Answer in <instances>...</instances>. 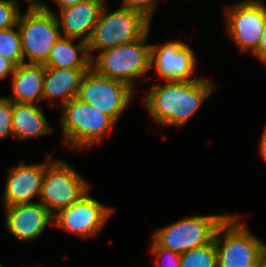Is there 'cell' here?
<instances>
[{
	"instance_id": "6da1fadb",
	"label": "cell",
	"mask_w": 266,
	"mask_h": 267,
	"mask_svg": "<svg viewBox=\"0 0 266 267\" xmlns=\"http://www.w3.org/2000/svg\"><path fill=\"white\" fill-rule=\"evenodd\" d=\"M214 84L204 78L167 81L154 86L144 98L154 121L163 126H183L211 94Z\"/></svg>"
},
{
	"instance_id": "7a4b0ae2",
	"label": "cell",
	"mask_w": 266,
	"mask_h": 267,
	"mask_svg": "<svg viewBox=\"0 0 266 267\" xmlns=\"http://www.w3.org/2000/svg\"><path fill=\"white\" fill-rule=\"evenodd\" d=\"M148 33L133 42L102 50L92 59L91 67L98 74L123 81L134 89V80L151 68V44H146Z\"/></svg>"
},
{
	"instance_id": "3957f363",
	"label": "cell",
	"mask_w": 266,
	"mask_h": 267,
	"mask_svg": "<svg viewBox=\"0 0 266 267\" xmlns=\"http://www.w3.org/2000/svg\"><path fill=\"white\" fill-rule=\"evenodd\" d=\"M106 9L104 5L87 42L90 57L91 51L106 50L133 42L150 31V21L140 12L124 6L112 13Z\"/></svg>"
},
{
	"instance_id": "277c9868",
	"label": "cell",
	"mask_w": 266,
	"mask_h": 267,
	"mask_svg": "<svg viewBox=\"0 0 266 267\" xmlns=\"http://www.w3.org/2000/svg\"><path fill=\"white\" fill-rule=\"evenodd\" d=\"M63 142L71 148H90L115 126L106 114L77 98L61 106Z\"/></svg>"
},
{
	"instance_id": "5b68a950",
	"label": "cell",
	"mask_w": 266,
	"mask_h": 267,
	"mask_svg": "<svg viewBox=\"0 0 266 267\" xmlns=\"http://www.w3.org/2000/svg\"><path fill=\"white\" fill-rule=\"evenodd\" d=\"M237 219L239 216L229 215L216 231L218 267H257L266 244Z\"/></svg>"
},
{
	"instance_id": "8992f818",
	"label": "cell",
	"mask_w": 266,
	"mask_h": 267,
	"mask_svg": "<svg viewBox=\"0 0 266 267\" xmlns=\"http://www.w3.org/2000/svg\"><path fill=\"white\" fill-rule=\"evenodd\" d=\"M19 15V29L23 59L30 64H45L52 47L62 36L57 16L48 6L45 9H27ZM27 56V57H26Z\"/></svg>"
},
{
	"instance_id": "52a82bcc",
	"label": "cell",
	"mask_w": 266,
	"mask_h": 267,
	"mask_svg": "<svg viewBox=\"0 0 266 267\" xmlns=\"http://www.w3.org/2000/svg\"><path fill=\"white\" fill-rule=\"evenodd\" d=\"M229 215L192 216L158 229L153 241L179 254L205 246L214 240L218 227Z\"/></svg>"
},
{
	"instance_id": "ba28073f",
	"label": "cell",
	"mask_w": 266,
	"mask_h": 267,
	"mask_svg": "<svg viewBox=\"0 0 266 267\" xmlns=\"http://www.w3.org/2000/svg\"><path fill=\"white\" fill-rule=\"evenodd\" d=\"M134 90L123 81L98 74L92 67L84 74L77 99L108 115L115 123L132 101Z\"/></svg>"
},
{
	"instance_id": "9c48e42d",
	"label": "cell",
	"mask_w": 266,
	"mask_h": 267,
	"mask_svg": "<svg viewBox=\"0 0 266 267\" xmlns=\"http://www.w3.org/2000/svg\"><path fill=\"white\" fill-rule=\"evenodd\" d=\"M90 188L78 172L62 160L51 162L42 180L40 203L53 215L84 196Z\"/></svg>"
},
{
	"instance_id": "30bf717a",
	"label": "cell",
	"mask_w": 266,
	"mask_h": 267,
	"mask_svg": "<svg viewBox=\"0 0 266 267\" xmlns=\"http://www.w3.org/2000/svg\"><path fill=\"white\" fill-rule=\"evenodd\" d=\"M226 31L240 52L253 53L261 40L266 21V6L260 0H244L226 9Z\"/></svg>"
},
{
	"instance_id": "8fae6325",
	"label": "cell",
	"mask_w": 266,
	"mask_h": 267,
	"mask_svg": "<svg viewBox=\"0 0 266 267\" xmlns=\"http://www.w3.org/2000/svg\"><path fill=\"white\" fill-rule=\"evenodd\" d=\"M112 212L113 209L91 198L87 192L75 203L59 210L53 224L67 232L89 237L99 233Z\"/></svg>"
},
{
	"instance_id": "7c38bea8",
	"label": "cell",
	"mask_w": 266,
	"mask_h": 267,
	"mask_svg": "<svg viewBox=\"0 0 266 267\" xmlns=\"http://www.w3.org/2000/svg\"><path fill=\"white\" fill-rule=\"evenodd\" d=\"M151 67L165 81H191L198 79L189 78L195 70L196 59L189 45L170 41L162 45H151Z\"/></svg>"
},
{
	"instance_id": "4fadbf2b",
	"label": "cell",
	"mask_w": 266,
	"mask_h": 267,
	"mask_svg": "<svg viewBox=\"0 0 266 267\" xmlns=\"http://www.w3.org/2000/svg\"><path fill=\"white\" fill-rule=\"evenodd\" d=\"M46 163L24 164L10 169L5 189L3 203L5 206L32 203L31 199L38 196L42 191V180L46 167L51 163V155L46 154Z\"/></svg>"
},
{
	"instance_id": "5bb4252c",
	"label": "cell",
	"mask_w": 266,
	"mask_h": 267,
	"mask_svg": "<svg viewBox=\"0 0 266 267\" xmlns=\"http://www.w3.org/2000/svg\"><path fill=\"white\" fill-rule=\"evenodd\" d=\"M6 228L11 235L22 241L36 239L54 215L40 202L5 206Z\"/></svg>"
},
{
	"instance_id": "9a60e30c",
	"label": "cell",
	"mask_w": 266,
	"mask_h": 267,
	"mask_svg": "<svg viewBox=\"0 0 266 267\" xmlns=\"http://www.w3.org/2000/svg\"><path fill=\"white\" fill-rule=\"evenodd\" d=\"M104 0H83L78 4L60 9L57 17L59 27L63 29V37L89 41L94 26L104 7Z\"/></svg>"
},
{
	"instance_id": "2e32d148",
	"label": "cell",
	"mask_w": 266,
	"mask_h": 267,
	"mask_svg": "<svg viewBox=\"0 0 266 267\" xmlns=\"http://www.w3.org/2000/svg\"><path fill=\"white\" fill-rule=\"evenodd\" d=\"M90 68L45 67L43 99L61 97V105L77 97L84 74Z\"/></svg>"
},
{
	"instance_id": "e0dca14e",
	"label": "cell",
	"mask_w": 266,
	"mask_h": 267,
	"mask_svg": "<svg viewBox=\"0 0 266 267\" xmlns=\"http://www.w3.org/2000/svg\"><path fill=\"white\" fill-rule=\"evenodd\" d=\"M45 65L21 63L16 66L13 73V97L8 98L13 102L36 104L35 101L43 99V81Z\"/></svg>"
},
{
	"instance_id": "ac0fdd59",
	"label": "cell",
	"mask_w": 266,
	"mask_h": 267,
	"mask_svg": "<svg viewBox=\"0 0 266 267\" xmlns=\"http://www.w3.org/2000/svg\"><path fill=\"white\" fill-rule=\"evenodd\" d=\"M13 136L26 139L52 132L44 113L35 104L17 103L12 101Z\"/></svg>"
},
{
	"instance_id": "d6986e66",
	"label": "cell",
	"mask_w": 266,
	"mask_h": 267,
	"mask_svg": "<svg viewBox=\"0 0 266 267\" xmlns=\"http://www.w3.org/2000/svg\"><path fill=\"white\" fill-rule=\"evenodd\" d=\"M75 38L61 36L54 44L49 57L44 64L50 68H91L92 57L88 52V46L82 39L77 45H73ZM81 54V57L79 55Z\"/></svg>"
},
{
	"instance_id": "ffe728a7",
	"label": "cell",
	"mask_w": 266,
	"mask_h": 267,
	"mask_svg": "<svg viewBox=\"0 0 266 267\" xmlns=\"http://www.w3.org/2000/svg\"><path fill=\"white\" fill-rule=\"evenodd\" d=\"M181 267H218L215 241L180 254Z\"/></svg>"
},
{
	"instance_id": "44dd1931",
	"label": "cell",
	"mask_w": 266,
	"mask_h": 267,
	"mask_svg": "<svg viewBox=\"0 0 266 267\" xmlns=\"http://www.w3.org/2000/svg\"><path fill=\"white\" fill-rule=\"evenodd\" d=\"M0 55L12 60L17 66L24 63L19 29L0 30Z\"/></svg>"
},
{
	"instance_id": "7402d4cb",
	"label": "cell",
	"mask_w": 266,
	"mask_h": 267,
	"mask_svg": "<svg viewBox=\"0 0 266 267\" xmlns=\"http://www.w3.org/2000/svg\"><path fill=\"white\" fill-rule=\"evenodd\" d=\"M19 15L16 0H0V30L17 26Z\"/></svg>"
},
{
	"instance_id": "603a6c76",
	"label": "cell",
	"mask_w": 266,
	"mask_h": 267,
	"mask_svg": "<svg viewBox=\"0 0 266 267\" xmlns=\"http://www.w3.org/2000/svg\"><path fill=\"white\" fill-rule=\"evenodd\" d=\"M150 250L152 254L157 256L156 263L159 267H181V258L178 252L160 247L154 241L151 244ZM162 256H164L165 258L163 259V263L161 264L160 258H162Z\"/></svg>"
},
{
	"instance_id": "cb8c5ba5",
	"label": "cell",
	"mask_w": 266,
	"mask_h": 267,
	"mask_svg": "<svg viewBox=\"0 0 266 267\" xmlns=\"http://www.w3.org/2000/svg\"><path fill=\"white\" fill-rule=\"evenodd\" d=\"M13 134L12 128V100L8 97L0 98V138Z\"/></svg>"
},
{
	"instance_id": "d4e9b609",
	"label": "cell",
	"mask_w": 266,
	"mask_h": 267,
	"mask_svg": "<svg viewBox=\"0 0 266 267\" xmlns=\"http://www.w3.org/2000/svg\"><path fill=\"white\" fill-rule=\"evenodd\" d=\"M156 2L157 0H122V6L140 12L151 21Z\"/></svg>"
},
{
	"instance_id": "484cf974",
	"label": "cell",
	"mask_w": 266,
	"mask_h": 267,
	"mask_svg": "<svg viewBox=\"0 0 266 267\" xmlns=\"http://www.w3.org/2000/svg\"><path fill=\"white\" fill-rule=\"evenodd\" d=\"M16 66L12 60L0 55V80L6 78L9 74L13 75Z\"/></svg>"
},
{
	"instance_id": "4316f807",
	"label": "cell",
	"mask_w": 266,
	"mask_h": 267,
	"mask_svg": "<svg viewBox=\"0 0 266 267\" xmlns=\"http://www.w3.org/2000/svg\"><path fill=\"white\" fill-rule=\"evenodd\" d=\"M252 54L255 55L262 62H264V64H266V21L264 24V31L263 35L261 36L260 43L257 49Z\"/></svg>"
},
{
	"instance_id": "83f0119b",
	"label": "cell",
	"mask_w": 266,
	"mask_h": 267,
	"mask_svg": "<svg viewBox=\"0 0 266 267\" xmlns=\"http://www.w3.org/2000/svg\"><path fill=\"white\" fill-rule=\"evenodd\" d=\"M83 0H56L58 4L59 9L67 8L69 6L78 4L79 2H82Z\"/></svg>"
},
{
	"instance_id": "f1b7e54d",
	"label": "cell",
	"mask_w": 266,
	"mask_h": 267,
	"mask_svg": "<svg viewBox=\"0 0 266 267\" xmlns=\"http://www.w3.org/2000/svg\"><path fill=\"white\" fill-rule=\"evenodd\" d=\"M260 153H261V156L264 158V160L266 162V129H265V131L263 133V137L261 139Z\"/></svg>"
},
{
	"instance_id": "f546056e",
	"label": "cell",
	"mask_w": 266,
	"mask_h": 267,
	"mask_svg": "<svg viewBox=\"0 0 266 267\" xmlns=\"http://www.w3.org/2000/svg\"><path fill=\"white\" fill-rule=\"evenodd\" d=\"M30 5L28 7V9L30 10H33V9H45L47 7V5L41 3V2H38V1H34V0H27Z\"/></svg>"
},
{
	"instance_id": "4dcf8cb0",
	"label": "cell",
	"mask_w": 266,
	"mask_h": 267,
	"mask_svg": "<svg viewBox=\"0 0 266 267\" xmlns=\"http://www.w3.org/2000/svg\"><path fill=\"white\" fill-rule=\"evenodd\" d=\"M257 267H266V247L260 253Z\"/></svg>"
}]
</instances>
